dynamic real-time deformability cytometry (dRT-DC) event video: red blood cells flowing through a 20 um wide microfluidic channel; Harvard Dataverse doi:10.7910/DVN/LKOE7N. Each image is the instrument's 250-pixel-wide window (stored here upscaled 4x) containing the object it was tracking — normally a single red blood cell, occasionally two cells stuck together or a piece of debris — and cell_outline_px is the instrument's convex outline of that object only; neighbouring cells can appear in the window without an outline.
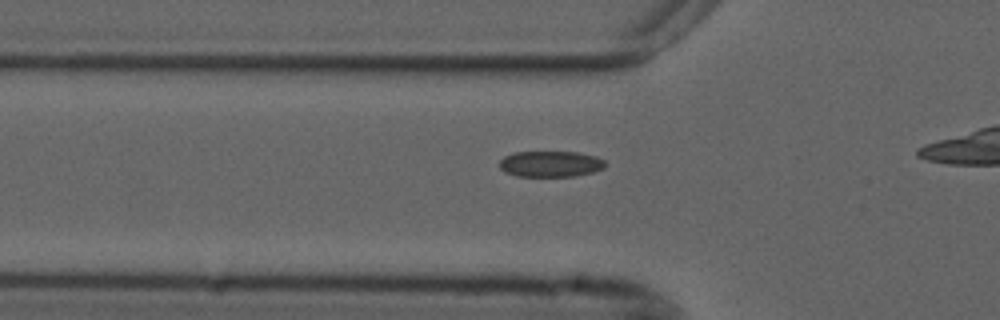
{"species": "common noctule bat (a hibernating species)", "species_latin": "Nyctalus noctula", "temperature_condition": "cold", "stored_images_in_passage": 34, "camera_frame_rate_fps": 3000, "um_per_image_px": 0.085, "animal": {"sex": "male", "forearm_length_mm": 52.5}, "frame": {"image": 1, "passage_image": 8, "time_ms": 2.333, "image_size_px": [1000, 320], "cell_outline_px": [[608, 164], [604, 168], [592, 172], [572, 176], [516, 176], [504, 172], [500, 168], [500, 160], [504, 156], [516, 152], [576, 152], [596, 156], [604, 160]], "centroid_in_image_um": [46.8, 13.93], "position_along_channel_um": 79.0, "area_um2": 16.01}}
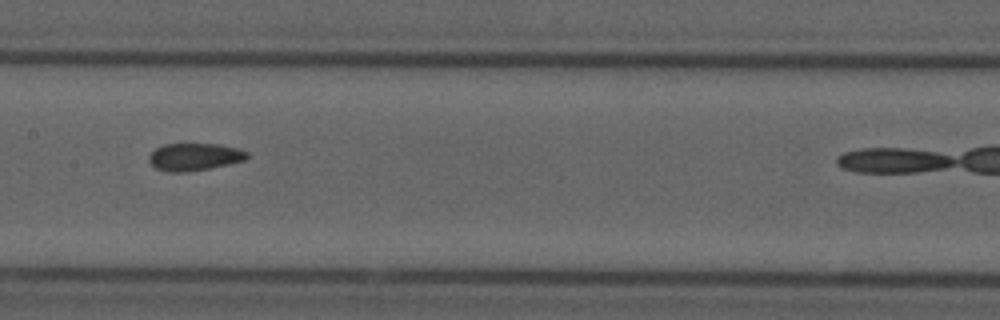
{"frame": {"image": 2, "passage_image": 17, "time_ms": 5.333, "image_size_px": [1000, 320], "cell_outline_px": [[248, 156], [244, 160], [228, 164], [188, 172], [168, 172], [156, 168], [148, 160], [148, 156], [156, 148], [164, 144], [216, 144], [236, 148], [248, 152]], "centroid_in_image_um": [16.49, 13.33], "position_along_channel_um": 190.9, "area_um2": 15.49}}
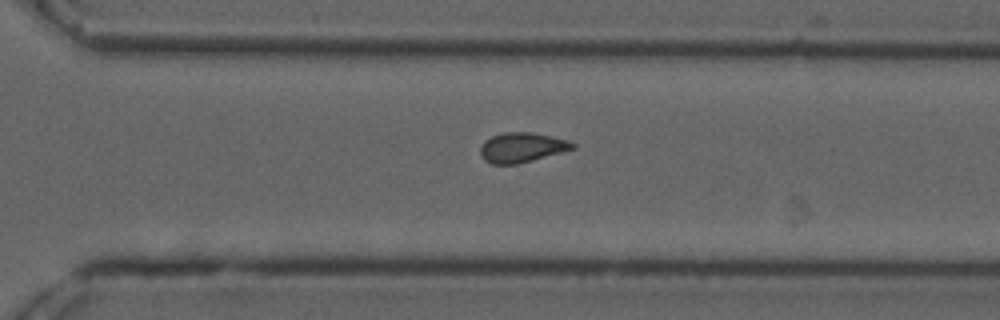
{"frame": {"image": 3, "passage_image": 28, "time_ms": 9.0, "image_size_px": [1000, 320], "cell_outline_px": [[576, 148], [532, 160], [516, 164], [492, 164], [484, 160], [480, 152], [480, 148], [484, 140], [492, 136], [504, 132], [532, 132], [568, 140], [576, 144]], "centroid_in_image_um": [44.35, 12.53], "position_along_channel_um": 326.3, "area_um2": 15.95}}